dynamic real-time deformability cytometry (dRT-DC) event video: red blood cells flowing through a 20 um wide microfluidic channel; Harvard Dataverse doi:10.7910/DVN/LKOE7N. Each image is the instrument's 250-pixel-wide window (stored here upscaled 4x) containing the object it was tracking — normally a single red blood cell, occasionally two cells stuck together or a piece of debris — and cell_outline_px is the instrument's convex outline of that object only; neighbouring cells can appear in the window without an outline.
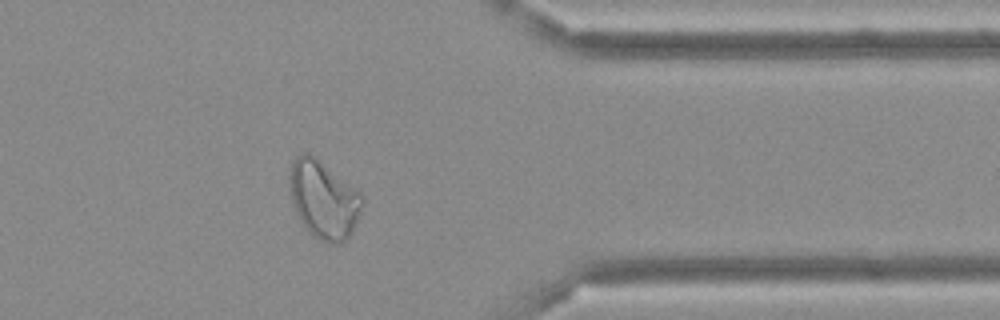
{"species": "Egyptian fruit bat (a non-hibernating species)", "species_latin": "Rousettus aegyptiacus", "temperature_condition": "cold", "stored_images_in_passage": 48, "segment_of_instrument_passage": [1, 2], "camera_frame_rate_fps": 3000, "um_per_image_px": 0.085, "frame": {"image": 1, "passage_image": 38, "time_ms": 12.333, "image_size_px": [1000, 320], "cell_outline_px": [[364, 204], [348, 236], [340, 244], [328, 244], [320, 240], [308, 232], [300, 220], [296, 212], [292, 200], [288, 176], [292, 160], [300, 152], [308, 152], [316, 156], [356, 188], [360, 192], [364, 200]], "centroid_in_image_um": [27.49, 16.91], "position_along_channel_um": 383.9, "area_um2": 33.18}}
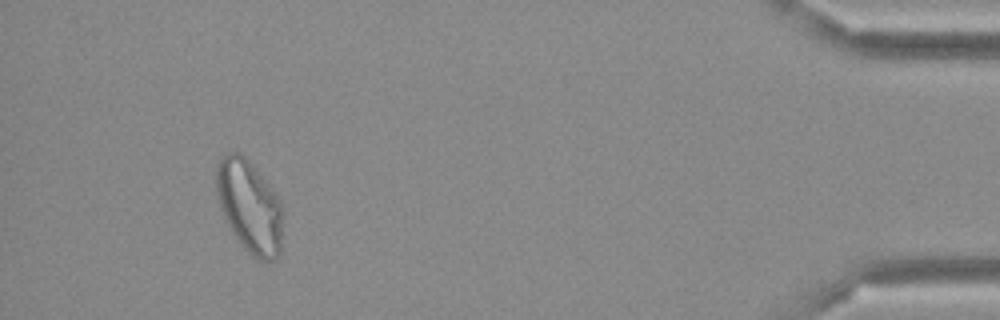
{"frame": {"image": 2, "passage_image": 44, "time_ms": 14.333, "image_size_px": [1000, 320], "cell_outline_px": [[284, 216], [280, 256], [276, 260], [260, 260], [252, 256], [240, 244], [228, 228], [224, 220], [216, 196], [216, 164], [220, 156], [228, 152], [240, 152], [252, 164], [280, 200], [284, 208]], "centroid_in_image_um": [21.2, 17.57], "position_along_channel_um": 414.0, "area_um2": 36.76}}